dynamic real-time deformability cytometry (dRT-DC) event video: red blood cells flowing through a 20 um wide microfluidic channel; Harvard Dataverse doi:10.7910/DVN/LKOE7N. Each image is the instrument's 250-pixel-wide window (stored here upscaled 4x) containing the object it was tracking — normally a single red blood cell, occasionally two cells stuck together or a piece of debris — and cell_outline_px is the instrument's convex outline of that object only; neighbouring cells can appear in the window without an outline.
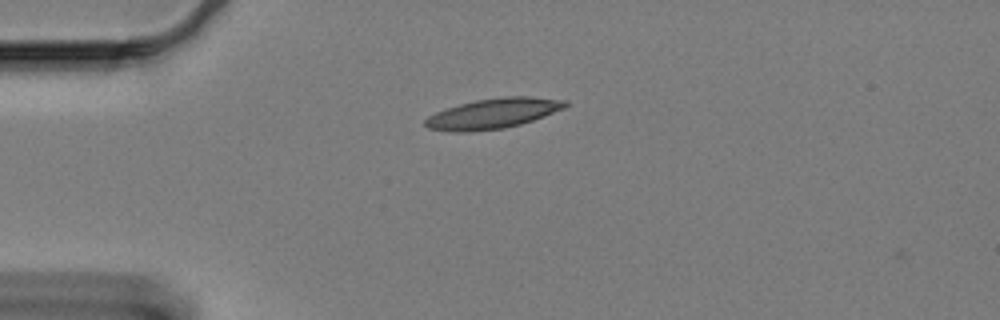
{"species": "Egyptian fruit bat (a non-hibernating species)", "species_latin": "Rousettus aegyptiacus", "temperature_condition": "cold", "stored_images_in_passage": 2, "camera_frame_rate_fps": 3000, "um_per_image_px": 0.085, "animal": {"sex": "female"}, "frame": {"image": 1, "passage_image": 1, "time_ms": 0.0, "image_size_px": [1000, 320], "cell_outline_px": [[568, 104], [564, 108], [544, 116], [520, 124], [504, 128], [464, 132], [456, 132], [428, 128], [424, 124], [424, 120], [428, 116], [436, 112], [460, 104], [476, 100], [504, 96], [532, 96], [568, 100]], "centroid_in_image_um": [41.93, 9.63], "position_along_channel_um": 43.1, "area_um2": 24.51}}